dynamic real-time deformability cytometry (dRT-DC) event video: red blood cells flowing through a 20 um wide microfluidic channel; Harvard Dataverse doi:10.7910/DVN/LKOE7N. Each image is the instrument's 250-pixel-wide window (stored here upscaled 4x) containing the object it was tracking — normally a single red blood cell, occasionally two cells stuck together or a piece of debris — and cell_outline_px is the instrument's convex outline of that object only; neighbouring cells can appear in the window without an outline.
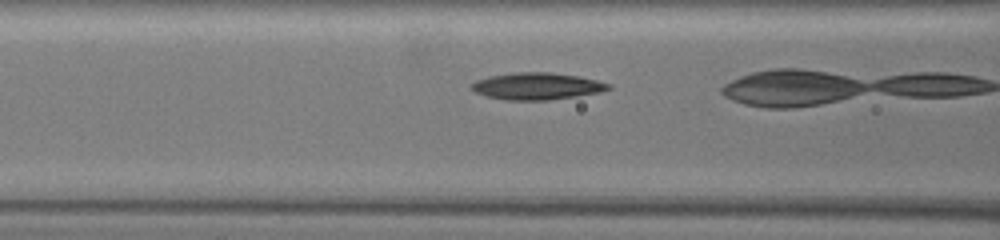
{"species": "common noctule bat (a hibernating species)", "species_latin": "Nyctalus noctula", "temperature_condition": "warm", "stored_images_in_passage": 25, "camera_frame_rate_fps": 3000, "um_per_image_px": 0.085, "animal": {"sex": "female", "body_mass_g": 19.5, "forearm_length_mm": 54.1}, "frame": {"image": 1, "passage_image": 15, "time_ms": 4.667, "image_size_px": [1000, 240], "cell_outline_px": [[612, 88], [600, 92], [576, 96], [548, 100], [508, 100], [488, 96], [476, 92], [472, 88], [472, 84], [476, 80], [488, 76], [512, 72], [552, 72], [580, 76], [612, 84]], "centroid_in_image_um": [45.68, 7.31], "position_along_channel_um": 120.9, "area_um2": 21.5}}